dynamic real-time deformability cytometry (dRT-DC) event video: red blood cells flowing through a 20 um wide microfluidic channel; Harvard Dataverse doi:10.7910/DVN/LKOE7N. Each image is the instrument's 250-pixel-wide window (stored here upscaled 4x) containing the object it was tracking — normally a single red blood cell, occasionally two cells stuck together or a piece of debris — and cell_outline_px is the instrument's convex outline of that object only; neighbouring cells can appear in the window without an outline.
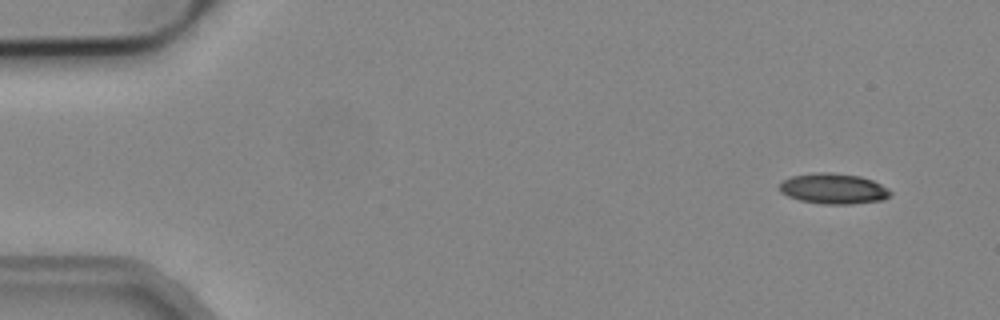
{"species": "common noctule bat (a hibernating species)", "species_latin": "Nyctalus noctula", "temperature_condition": "cold", "stored_images_in_passage": 3, "segment_of_instrument_passage": [2, 2], "camera_frame_rate_fps": 3000, "um_per_image_px": 0.085, "animal": {"sex": "male", "body_mass_g": 19.2, "forearm_length_mm": 51.8}, "frame": {"image": 1, "passage_image": 3, "time_ms": 0.667, "image_size_px": [1000, 320], "cell_outline_px": [[892, 192], [884, 200], [852, 204], [824, 204], [800, 200], [788, 196], [780, 192], [780, 184], [784, 180], [792, 176], [816, 172], [832, 172], [860, 176], [872, 180], [880, 184]], "centroid_in_image_um": [70.84, 16.03], "position_along_channel_um": 14.2, "area_um2": 19.65}}